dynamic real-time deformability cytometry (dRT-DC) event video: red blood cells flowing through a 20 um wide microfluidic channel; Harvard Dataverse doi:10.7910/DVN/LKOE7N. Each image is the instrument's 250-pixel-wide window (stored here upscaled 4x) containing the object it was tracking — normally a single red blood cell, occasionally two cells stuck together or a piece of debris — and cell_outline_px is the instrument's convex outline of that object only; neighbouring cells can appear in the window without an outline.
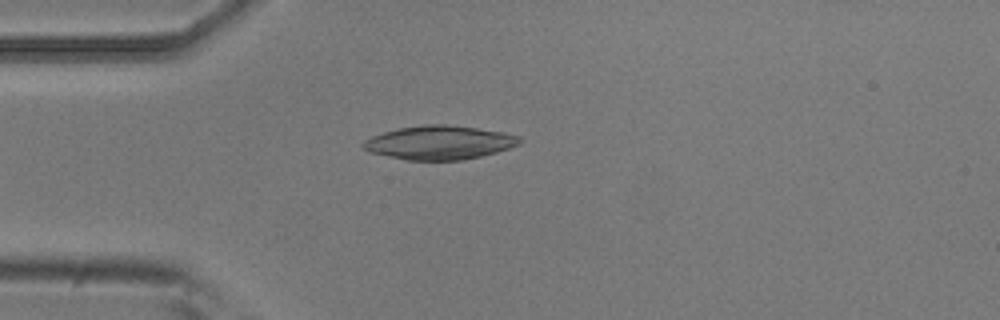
{"species": "common noctule bat (a hibernating species)", "species_latin": "Nyctalus noctula", "temperature_condition": "room temperature", "stored_images_in_passage": 4, "camera_frame_rate_fps": 3000, "um_per_image_px": 0.085, "animal": {"sex": "male", "body_mass_g": 20.5, "forearm_length_mm": 52.5}, "frame": {"image": 1, "passage_image": 4, "time_ms": 1.0, "image_size_px": [1000, 320], "cell_outline_px": [[524, 140], [520, 144], [496, 152], [464, 160], [408, 160], [372, 152], [364, 148], [360, 144], [364, 140], [372, 136], [384, 132], [400, 128], [424, 124], [444, 124], [476, 128], [504, 132], [520, 136]], "centroid_in_image_um": [37.39, 12.11], "position_along_channel_um": 47.6, "area_um2": 30.63}}